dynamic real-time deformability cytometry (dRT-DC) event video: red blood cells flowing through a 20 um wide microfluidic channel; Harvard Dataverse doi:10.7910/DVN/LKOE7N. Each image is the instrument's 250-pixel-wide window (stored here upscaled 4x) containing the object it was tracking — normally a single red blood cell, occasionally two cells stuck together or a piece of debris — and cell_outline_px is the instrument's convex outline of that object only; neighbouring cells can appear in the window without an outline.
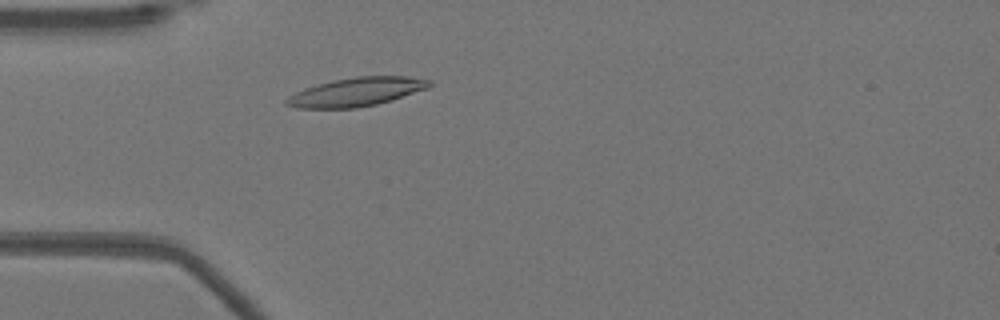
{"species": "Egyptian fruit bat (a non-hibernating species)", "species_latin": "Rousettus aegyptiacus", "temperature_condition": "warm", "stored_images_in_passage": 47, "camera_frame_rate_fps": 3000, "um_per_image_px": 0.085, "animal": {"sex": "female"}, "frame": {"image": 1, "passage_image": 10, "time_ms": 3.0, "image_size_px": [1000, 320], "cell_outline_px": [[432, 84], [428, 88], [392, 100], [376, 104], [356, 108], [296, 108], [284, 104], [284, 100], [288, 96], [304, 88], [332, 80], [356, 76], [404, 76], [432, 80]], "centroid_in_image_um": [30.27, 7.81], "position_along_channel_um": 54.7, "area_um2": 23.93}}
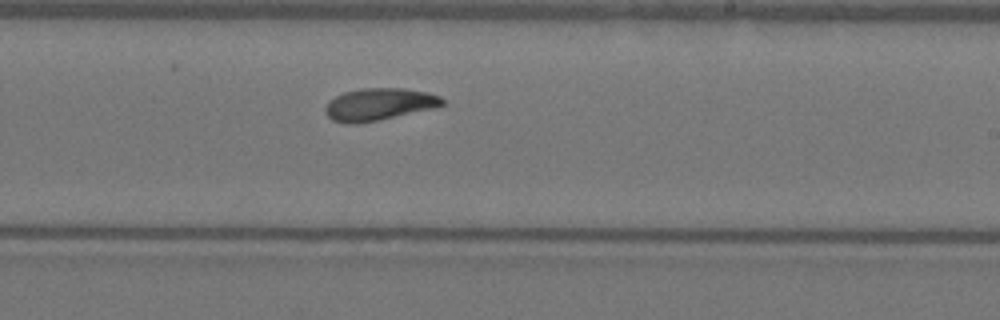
{"frame": {"image": 2, "passage_image": 26, "time_ms": 8.333, "image_size_px": [1000, 320], "cell_outline_px": [[444, 104], [436, 108], [380, 120], [356, 124], [348, 124], [332, 120], [324, 112], [324, 108], [328, 100], [344, 92], [360, 88], [404, 88], [428, 92], [440, 96], [444, 100]], "centroid_in_image_um": [32.21, 8.87], "position_along_channel_um": 256.8, "area_um2": 22.31}}
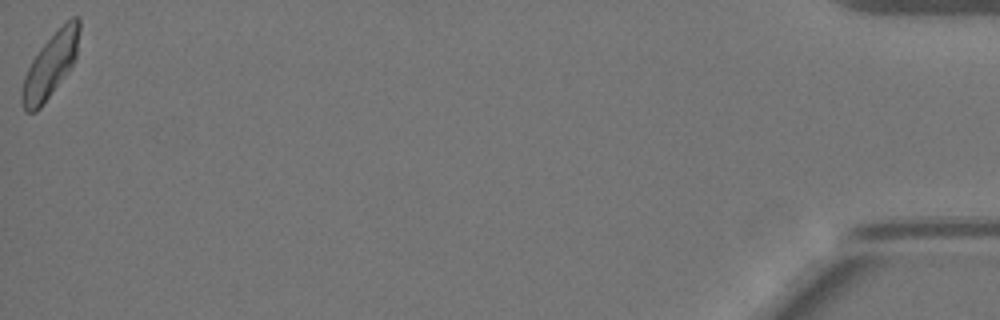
{"frame": {"image": 3, "passage_image": 47, "time_ms": 15.333, "image_size_px": [1000, 320], "cell_outline_px": [[80, 28], [76, 56], [72, 64], [40, 108], [36, 112], [24, 112], [20, 100], [20, 92], [24, 76], [32, 60], [40, 48], [72, 16], [80, 16]], "centroid_in_image_um": [4.25, 5.58], "position_along_channel_um": 430.9, "area_um2": 20.98}, "authors_computed_cell_mechanics": {"area_um2": 21.7906, "velocity_mm_per_s": 3.9091, "shape_relaxation_time_tau1_ms": 3.1341, "shape_relaxation_time_tau2_ms": 2.1717, "deformation_change_tau1": 0.1637, "deformation_change_tau2": 0.0825}}